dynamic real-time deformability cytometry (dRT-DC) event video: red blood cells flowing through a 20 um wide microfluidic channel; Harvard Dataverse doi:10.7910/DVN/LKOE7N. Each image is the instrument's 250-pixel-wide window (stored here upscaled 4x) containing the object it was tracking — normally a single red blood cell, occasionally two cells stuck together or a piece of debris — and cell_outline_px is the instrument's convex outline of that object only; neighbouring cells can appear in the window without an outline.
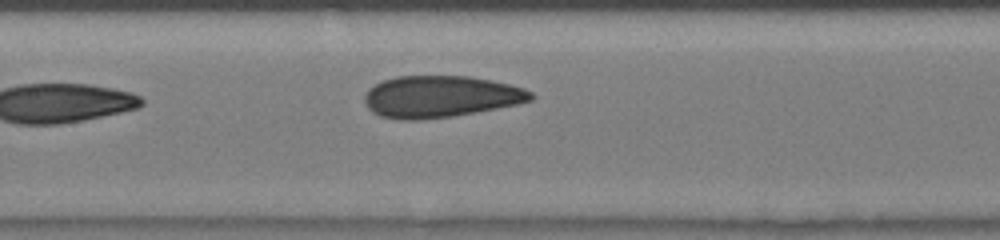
{"species": "human", "species_latin": "Homo sapiens", "temperature_condition": "room temperature", "stored_images_in_passage": 8, "camera_frame_rate_fps": 3000, "um_per_image_px": 0.085, "donor": {"sex": "male"}, "frame": {"image": 1, "passage_image": 8, "time_ms": 4.0, "image_size_px": [1000, 240], "cell_outline_px": [[536, 96], [532, 100], [516, 104], [476, 112], [452, 116], [420, 120], [400, 120], [380, 116], [372, 112], [368, 108], [364, 100], [364, 96], [368, 88], [384, 80], [396, 76], [468, 76], [508, 84], [524, 88], [532, 92]], "centroid_in_image_um": [37.41, 8.22], "position_along_channel_um": 170.0, "area_um2": 40.4}}